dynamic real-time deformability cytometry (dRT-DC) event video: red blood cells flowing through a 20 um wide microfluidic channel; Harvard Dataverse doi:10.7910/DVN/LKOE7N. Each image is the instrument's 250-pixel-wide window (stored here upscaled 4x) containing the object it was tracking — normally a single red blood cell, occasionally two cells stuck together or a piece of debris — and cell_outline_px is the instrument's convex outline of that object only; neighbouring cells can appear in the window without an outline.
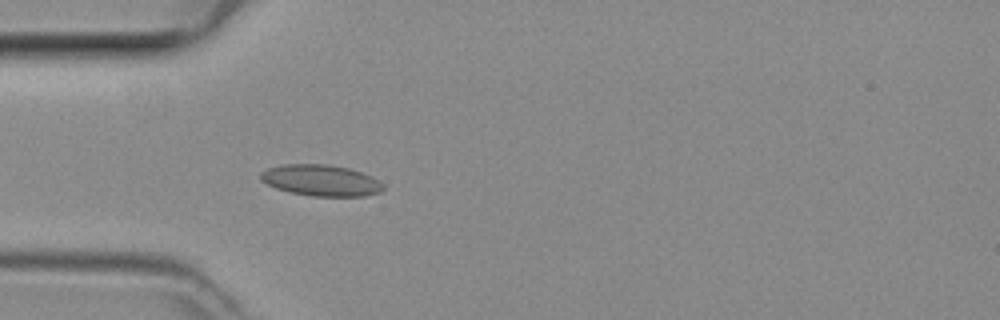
{"species": "common noctule bat (a hibernating species)", "species_latin": "Nyctalus noctula", "temperature_condition": "room temperature", "stored_images_in_passage": 38, "camera_frame_rate_fps": 3000, "um_per_image_px": 0.085, "animal": {"sex": "female", "body_mass_g": 29.2, "forearm_length_mm": 56.3}, "frame": {"image": 1, "passage_image": 7, "time_ms": 2.0, "image_size_px": [1000, 320], "cell_outline_px": [[384, 188], [380, 192], [364, 196], [312, 196], [288, 192], [276, 188], [260, 180], [260, 172], [268, 168], [280, 164], [328, 164], [348, 168], [372, 176]], "centroid_in_image_um": [27.23, 15.33], "position_along_channel_um": 57.8, "area_um2": 22.25}}
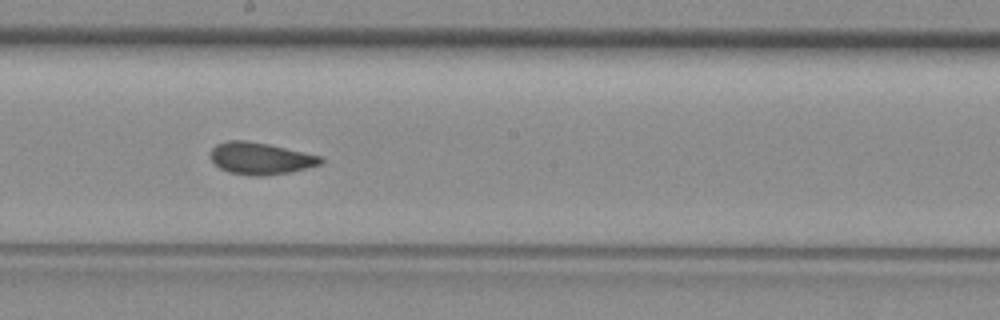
{"frame": {"image": 2, "passage_image": 19, "time_ms": 6.0, "image_size_px": [1000, 320], "cell_outline_px": [[324, 160], [320, 164], [288, 172], [264, 176], [252, 176], [228, 172], [220, 168], [212, 160], [212, 148], [216, 144], [228, 140], [244, 140], [268, 144], [324, 156]], "centroid_in_image_um": [22.15, 13.46], "position_along_channel_um": 226.0, "area_um2": 20.4}}
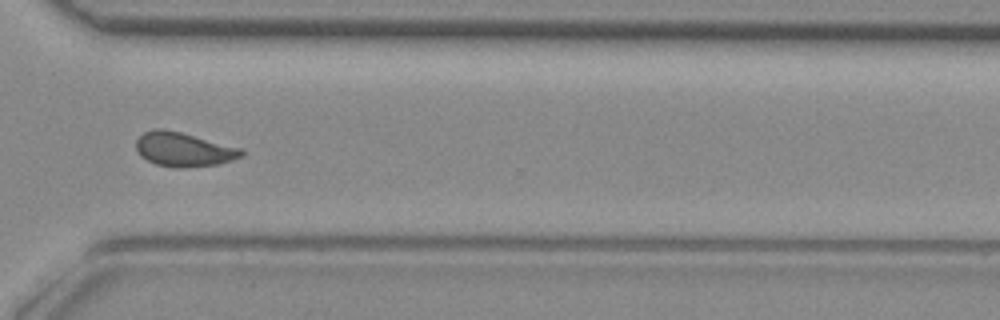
{"frame": {"image": 3, "passage_image": 28, "time_ms": 9.0, "image_size_px": [1000, 320], "cell_outline_px": [[244, 152], [240, 156], [232, 160], [220, 164], [184, 168], [176, 168], [156, 164], [140, 156], [136, 148], [136, 140], [144, 132], [156, 128], [164, 128], [244, 148]], "centroid_in_image_um": [15.62, 12.7], "position_along_channel_um": 355.0, "area_um2": 21.1}}